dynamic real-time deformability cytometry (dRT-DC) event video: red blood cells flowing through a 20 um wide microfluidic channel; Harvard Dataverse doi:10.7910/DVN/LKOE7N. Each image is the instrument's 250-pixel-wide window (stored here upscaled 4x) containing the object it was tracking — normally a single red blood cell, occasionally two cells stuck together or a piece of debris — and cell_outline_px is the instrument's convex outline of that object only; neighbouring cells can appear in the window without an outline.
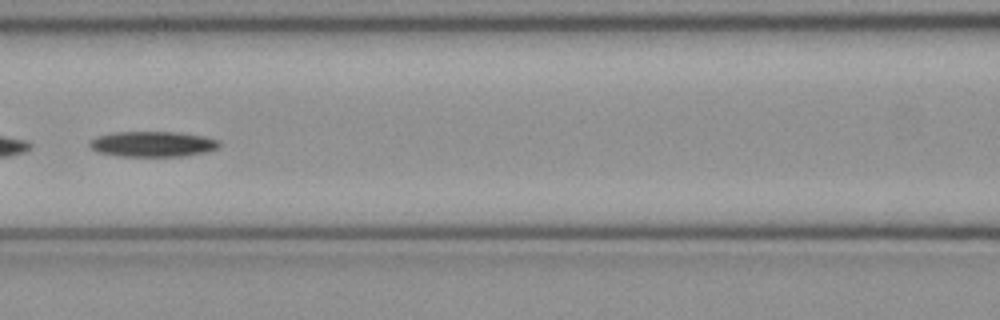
{"species": "common noctule bat (a hibernating species)", "species_latin": "Nyctalus noctula", "temperature_condition": "cold", "stored_images_in_passage": 39, "camera_frame_rate_fps": 3000, "um_per_image_px": 0.085, "animal": {"sex": "female", "body_mass_g": 21.9}, "frame": {"image": 1, "passage_image": 17, "time_ms": 5.333, "image_size_px": [1000, 320], "cell_outline_px": [[220, 148], [208, 152], [184, 156], [116, 156], [96, 152], [88, 148], [88, 144], [96, 136], [112, 132], [176, 132], [204, 136], [220, 140]], "centroid_in_image_um": [12.97, 12.25], "position_along_channel_um": 153.6, "area_um2": 19.59}}
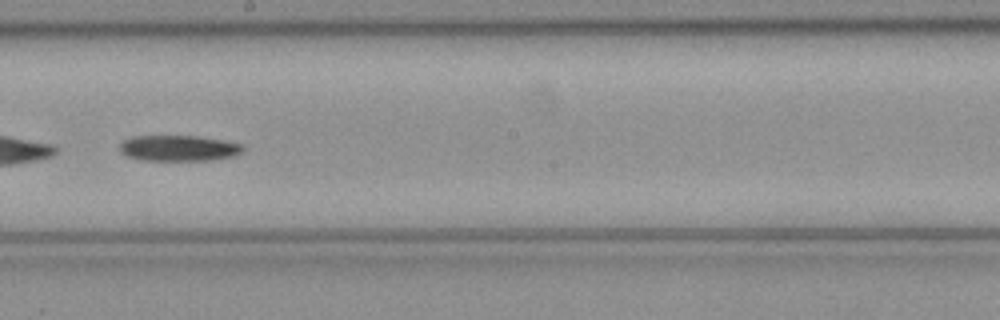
{"frame": {"image": 2, "passage_image": 23, "time_ms": 7.333, "image_size_px": [1000, 320], "cell_outline_px": [[244, 148], [240, 152], [232, 156], [208, 160], [144, 160], [128, 156], [120, 152], [120, 144], [124, 140], [132, 136], [200, 136], [224, 140], [244, 144]], "centroid_in_image_um": [15.19, 12.58], "position_along_channel_um": 233.0, "area_um2": 18.44}, "authors_computed_cell_mechanics": {"area_um2": 19.4786, "velocity_mm_per_s": 3.9742, "shape_relaxation_time_tau1_ms": 10.7279, "shape_relaxation_time_tau2_ms": null, "deformation_change_tau1": 0.2029, "deformation_change_tau2": null}}